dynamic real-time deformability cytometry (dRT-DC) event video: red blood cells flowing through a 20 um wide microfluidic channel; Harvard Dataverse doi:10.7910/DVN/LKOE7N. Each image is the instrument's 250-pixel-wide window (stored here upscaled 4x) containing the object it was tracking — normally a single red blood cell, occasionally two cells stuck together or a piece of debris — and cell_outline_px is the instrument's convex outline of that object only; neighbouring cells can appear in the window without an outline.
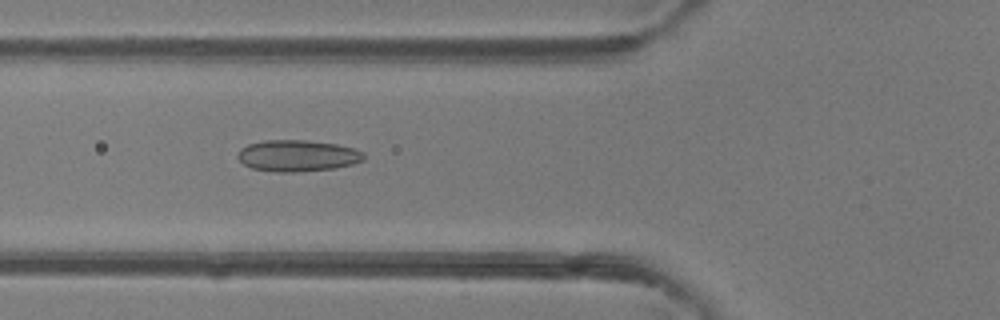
{"species": "common noctule bat (a hibernating species)", "species_latin": "Nyctalus noctula", "temperature_condition": "room temperature", "stored_images_in_passage": 48, "camera_frame_rate_fps": 3000, "um_per_image_px": 0.085, "animal": {"sex": "female"}, "frame": {"image": 1, "passage_image": 18, "time_ms": 5.667, "image_size_px": [1000, 320], "cell_outline_px": [[364, 160], [352, 164], [336, 168], [292, 172], [276, 172], [252, 168], [244, 164], [236, 156], [240, 148], [248, 144], [264, 140], [304, 140], [336, 144], [356, 148], [364, 152]], "centroid_in_image_um": [25.29, 13.23], "position_along_channel_um": 100.5, "area_um2": 23.18}}
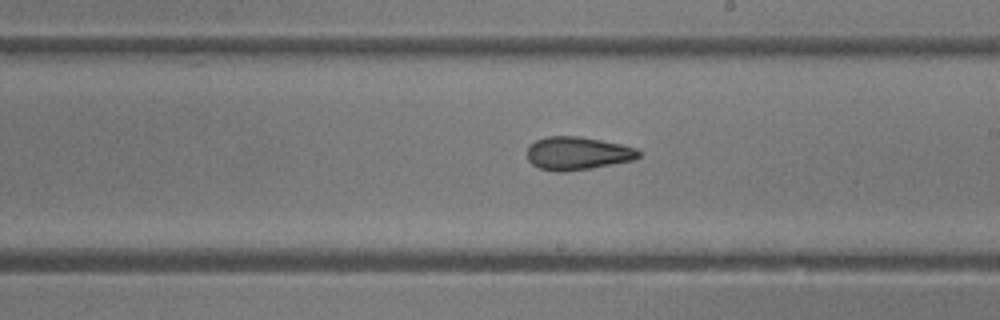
{"frame": {"image": 2, "passage_image": 28, "time_ms": 9.0, "image_size_px": [1000, 320], "cell_outline_px": [[644, 152], [636, 160], [592, 168], [564, 172], [556, 172], [540, 168], [532, 164], [528, 160], [528, 148], [536, 140], [548, 136], [580, 136], [620, 144], [636, 148]], "centroid_in_image_um": [49.14, 13.04], "position_along_channel_um": 239.9, "area_um2": 21.68}}
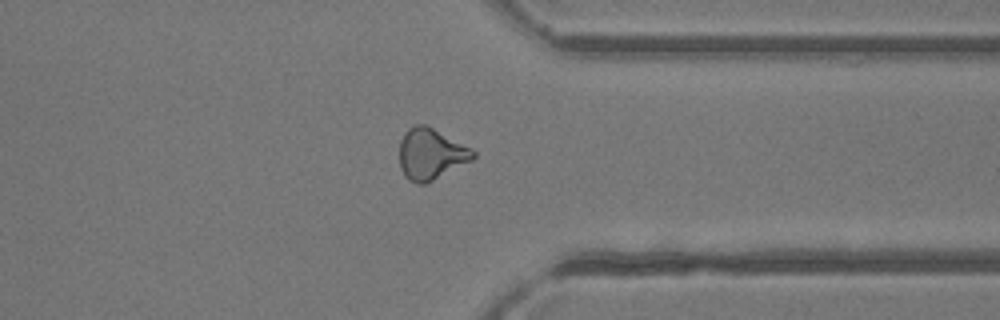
{"frame": {"image": 3, "passage_image": 38, "time_ms": 12.333, "image_size_px": [1000, 320], "cell_outline_px": [[476, 156], [472, 160], [424, 184], [416, 184], [408, 180], [404, 176], [400, 168], [400, 140], [404, 132], [408, 128], [416, 124], [428, 124], [472, 148], [476, 152]], "centroid_in_image_um": [36.62, 13.06], "position_along_channel_um": 374.8, "area_um2": 22.2}, "authors_computed_cell_mechanics": {"area_um2": 22.4842, "velocity_mm_per_s": 4.1659, "shape_relaxation_time_tau1_ms": null, "shape_relaxation_time_tau2_ms": 2.7657, "deformation_change_tau1": null, "deformation_change_tau2": 0.0959}}